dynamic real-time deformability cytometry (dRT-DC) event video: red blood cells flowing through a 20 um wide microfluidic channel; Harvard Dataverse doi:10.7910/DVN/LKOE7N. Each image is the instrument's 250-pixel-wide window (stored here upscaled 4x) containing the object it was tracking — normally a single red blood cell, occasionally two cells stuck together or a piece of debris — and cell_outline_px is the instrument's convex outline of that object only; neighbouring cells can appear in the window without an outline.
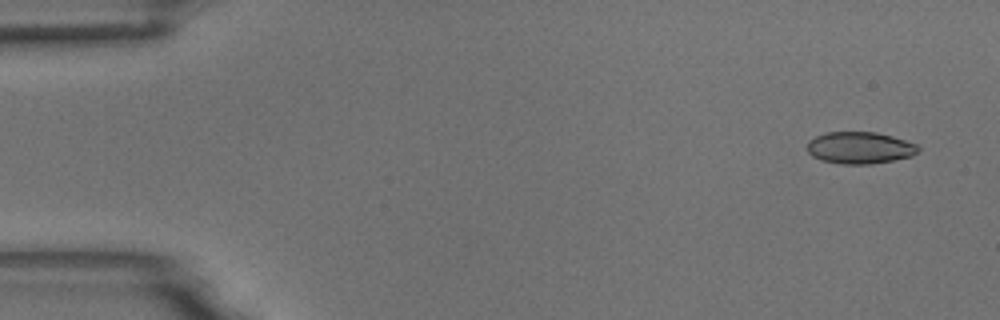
{"species": "common noctule bat (a hibernating species)", "species_latin": "Nyctalus noctula", "temperature_condition": "room temperature", "stored_images_in_passage": 5, "camera_frame_rate_fps": 3000, "um_per_image_px": 0.085, "animal": {"sex": "male", "body_mass_g": 18.8}, "frame": {"image": 1, "passage_image": 1, "time_ms": 0.0, "image_size_px": [1000, 320], "cell_outline_px": [[920, 148], [912, 156], [872, 164], [840, 164], [820, 160], [812, 156], [808, 152], [808, 140], [824, 132], [876, 132], [892, 136], [916, 144]], "centroid_in_image_um": [73.05, 12.56], "position_along_channel_um": 12.0, "area_um2": 20.63}}
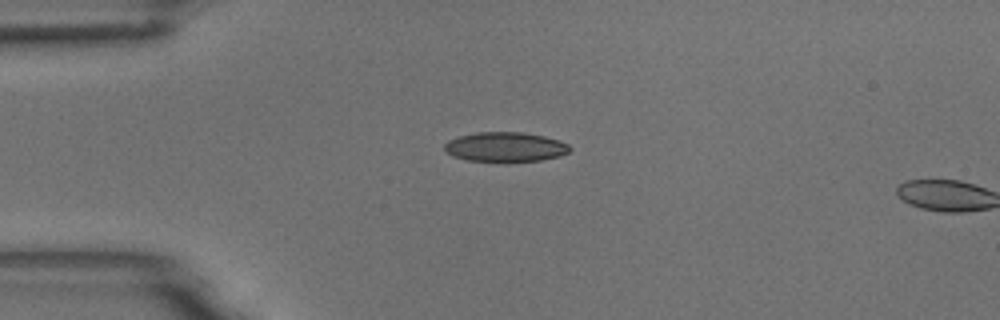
{"frame": {"image": 2, "passage_image": 4, "time_ms": 1.0, "image_size_px": [1000, 320], "cell_outline_px": [[572, 148], [568, 152], [560, 156], [540, 160], [468, 160], [452, 156], [444, 152], [444, 144], [448, 140], [460, 136], [476, 132], [524, 132], [544, 136], [560, 140], [568, 144]], "centroid_in_image_um": [42.95, 12.46], "position_along_channel_um": 42.1, "area_um2": 21.39}}